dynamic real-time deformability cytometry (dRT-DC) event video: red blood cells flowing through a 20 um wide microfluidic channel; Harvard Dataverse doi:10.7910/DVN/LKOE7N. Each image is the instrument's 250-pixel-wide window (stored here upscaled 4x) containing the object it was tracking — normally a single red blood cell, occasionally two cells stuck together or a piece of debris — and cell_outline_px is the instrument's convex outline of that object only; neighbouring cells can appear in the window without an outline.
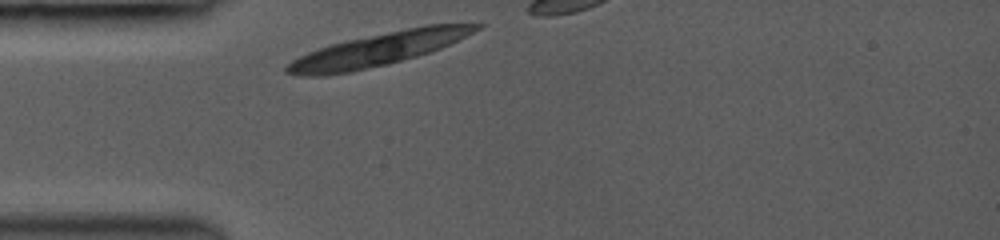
{"species": "common noctule bat (a hibernating species)", "species_latin": "Nyctalus noctula", "temperature_condition": "room temperature", "stored_images_in_passage": 8, "camera_frame_rate_fps": 3000, "um_per_image_px": 0.085, "animal": {"sex": "female", "body_mass_g": 19.0, "forearm_length_mm": 53.3}, "frame": {"image": 1, "passage_image": 1, "time_ms": 0.0, "image_size_px": [1000, 240], "cell_outline_px": [[484, 24], [480, 28], [440, 48], [416, 56], [388, 64], [352, 72], [324, 76], [300, 76], [284, 72], [284, 68], [292, 60], [308, 52], [332, 44], [348, 40], [424, 24]], "centroid_in_image_um": [32.07, 4.21], "position_along_channel_um": 52.9, "area_um2": 35.95}}